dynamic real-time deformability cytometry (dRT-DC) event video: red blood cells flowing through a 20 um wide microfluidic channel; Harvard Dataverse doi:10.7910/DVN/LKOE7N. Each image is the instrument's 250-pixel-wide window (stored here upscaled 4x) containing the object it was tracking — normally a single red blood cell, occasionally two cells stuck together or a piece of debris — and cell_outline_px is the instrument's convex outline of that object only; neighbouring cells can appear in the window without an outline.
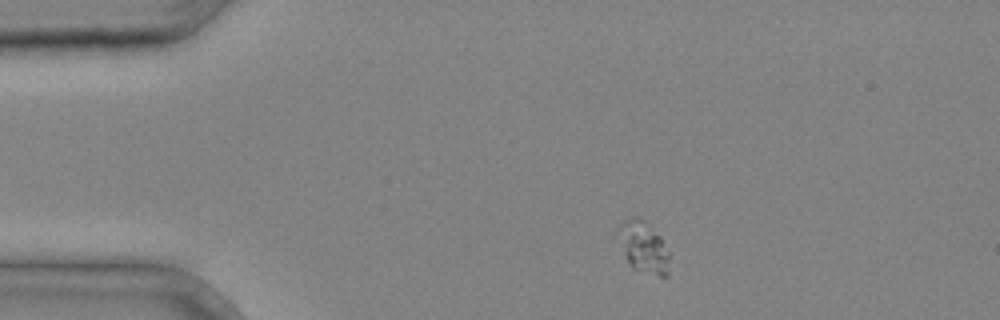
{"species": "common noctule bat (a hibernating species)", "species_latin": "Nyctalus noctula", "temperature_condition": "cold", "stored_images_in_passage": 2, "camera_frame_rate_fps": 3000, "um_per_image_px": 0.085, "animal": {"sex": "male", "body_mass_g": 20.4}, "frame": {"image": 1, "passage_image": 1, "time_ms": 0.0, "image_size_px": [1000, 320], "cell_outline_px": [[668, 276], [660, 276], [632, 268], [628, 260], [616, 232], [616, 228], [624, 220], [644, 220], [660, 236], [668, 256]], "centroid_in_image_um": [54.68, 21.02], "position_along_channel_um": 30.3, "area_um2": 14.62}}